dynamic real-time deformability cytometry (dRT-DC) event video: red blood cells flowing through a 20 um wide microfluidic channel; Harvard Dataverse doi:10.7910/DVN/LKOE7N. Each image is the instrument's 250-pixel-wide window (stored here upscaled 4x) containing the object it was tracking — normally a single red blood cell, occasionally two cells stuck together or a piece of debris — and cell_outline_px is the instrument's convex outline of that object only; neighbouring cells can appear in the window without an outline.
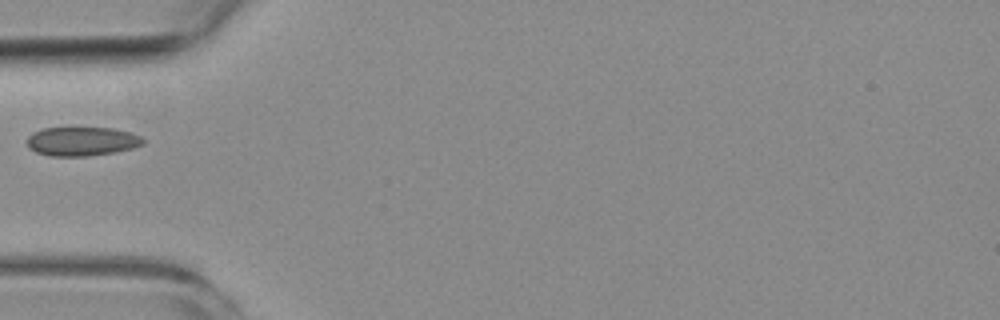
{"species": "common noctule bat (a hibernating species)", "species_latin": "Nyctalus noctula", "temperature_condition": "room temperature", "stored_images_in_passage": 2, "camera_frame_rate_fps": 3000, "um_per_image_px": 0.085, "animal": {"sex": "female", "body_mass_g": 19.3, "forearm_length_mm": 54.1}, "frame": {"image": 1, "passage_image": 1, "time_ms": 0.0, "image_size_px": [1000, 320], "cell_outline_px": [[144, 144], [132, 148], [116, 152], [88, 156], [48, 156], [36, 152], [28, 148], [28, 136], [32, 132], [44, 128], [112, 128], [132, 132], [140, 136], [144, 140]], "centroid_in_image_um": [6.96, 12.02], "position_along_channel_um": 78.0, "area_um2": 19.71}}
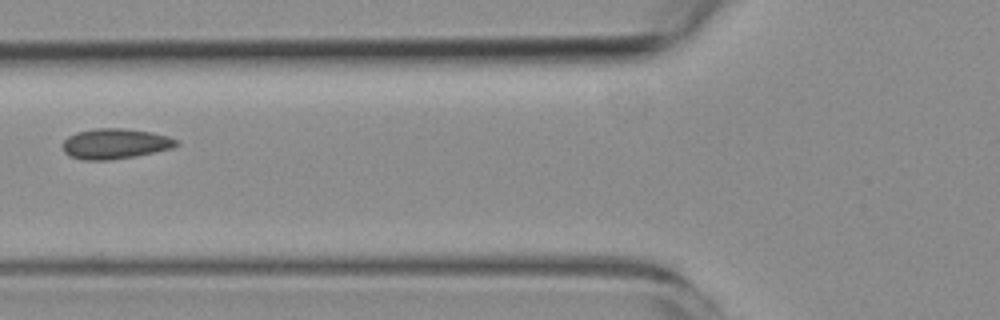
{"frame": {"image": 2, "passage_image": 2, "time_ms": 1.0, "image_size_px": [1000, 320], "cell_outline_px": [[180, 144], [172, 148], [156, 152], [136, 156], [108, 160], [84, 160], [68, 156], [64, 152], [64, 140], [68, 136], [76, 132], [96, 128], [120, 128], [152, 132], [168, 136], [176, 140]], "centroid_in_image_um": [9.79, 12.22], "position_along_channel_um": 116.0, "area_um2": 20.11}}